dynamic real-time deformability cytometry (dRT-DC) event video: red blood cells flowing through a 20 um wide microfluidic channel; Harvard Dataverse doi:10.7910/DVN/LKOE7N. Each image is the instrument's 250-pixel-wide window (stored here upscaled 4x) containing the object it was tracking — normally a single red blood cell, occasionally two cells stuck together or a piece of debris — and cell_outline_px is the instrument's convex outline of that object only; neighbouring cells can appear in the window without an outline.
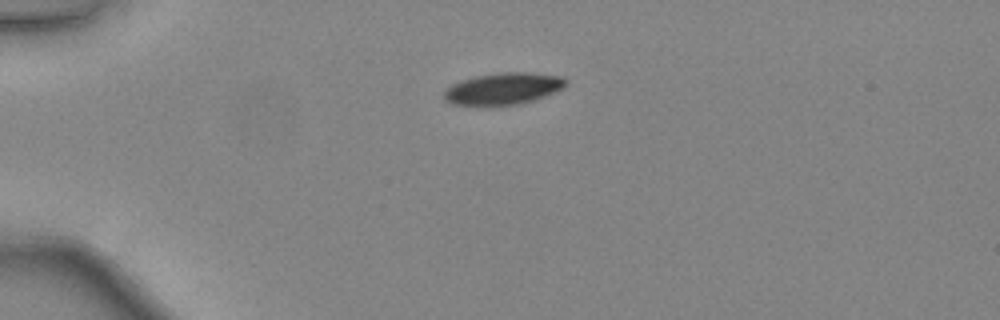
{"species": "common noctule bat (a hibernating species)", "species_latin": "Nyctalus noctula", "temperature_condition": "warm", "stored_images_in_passage": 36, "camera_frame_rate_fps": 3000, "um_per_image_px": 0.085, "animal": {"sex": "female", "body_mass_g": 24.6, "forearm_length_mm": 56.2}, "frame": {"image": 1, "passage_image": 1, "time_ms": 0.0, "image_size_px": [1000, 320], "cell_outline_px": [[568, 84], [564, 88], [544, 96], [520, 104], [480, 108], [452, 104], [444, 100], [444, 92], [452, 84], [460, 80], [476, 76], [504, 72], [532, 72], [564, 76], [568, 80]], "centroid_in_image_um": [42.77, 7.56], "position_along_channel_um": 42.2, "area_um2": 23.35}}
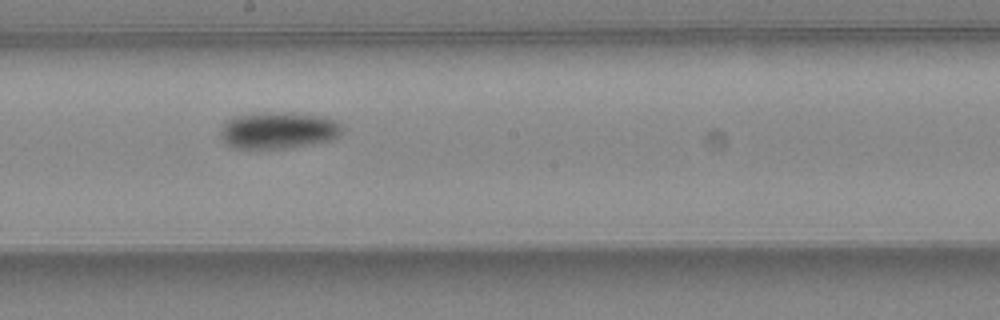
{"frame": {"image": 2, "passage_image": 16, "time_ms": 5.0, "image_size_px": [1000, 320], "cell_outline_px": [[344, 128], [340, 136], [332, 140], [292, 148], [232, 148], [224, 144], [220, 136], [220, 132], [224, 124], [228, 120], [236, 116], [264, 112], [292, 112], [324, 116], [336, 120]], "centroid_in_image_um": [23.7, 11.08], "position_along_channel_um": 224.5, "area_um2": 26.53}}
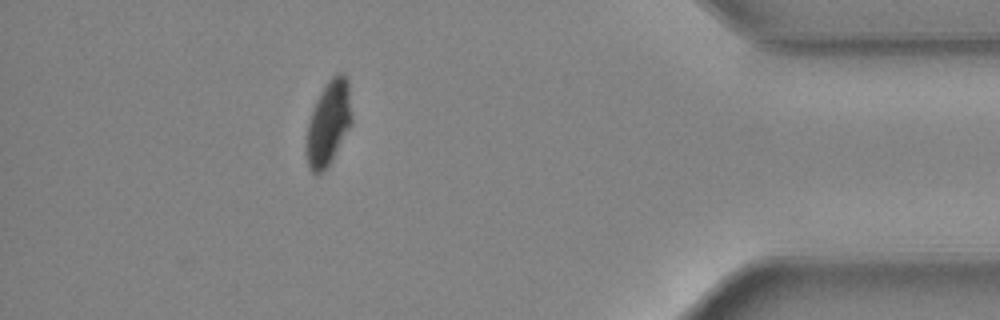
{"frame": {"image": 3, "passage_image": 31, "time_ms": 10.0, "image_size_px": [1000, 320], "cell_outline_px": [[352, 124], [332, 160], [324, 172], [316, 176], [308, 168], [304, 148], [308, 124], [316, 100], [320, 92], [328, 80], [336, 72], [340, 72], [348, 80], [352, 116]], "centroid_in_image_um": [27.9, 10.51], "position_along_channel_um": 407.3, "area_um2": 22.83}, "authors_computed_cell_mechanics": {"area_um2": 24.4783, "velocity_mm_per_s": 4.4478, "shape_relaxation_time_tau1_ms": 5.0211, "shape_relaxation_time_tau2_ms": null, "deformation_change_tau1": 0.1384, "deformation_change_tau2": null}}